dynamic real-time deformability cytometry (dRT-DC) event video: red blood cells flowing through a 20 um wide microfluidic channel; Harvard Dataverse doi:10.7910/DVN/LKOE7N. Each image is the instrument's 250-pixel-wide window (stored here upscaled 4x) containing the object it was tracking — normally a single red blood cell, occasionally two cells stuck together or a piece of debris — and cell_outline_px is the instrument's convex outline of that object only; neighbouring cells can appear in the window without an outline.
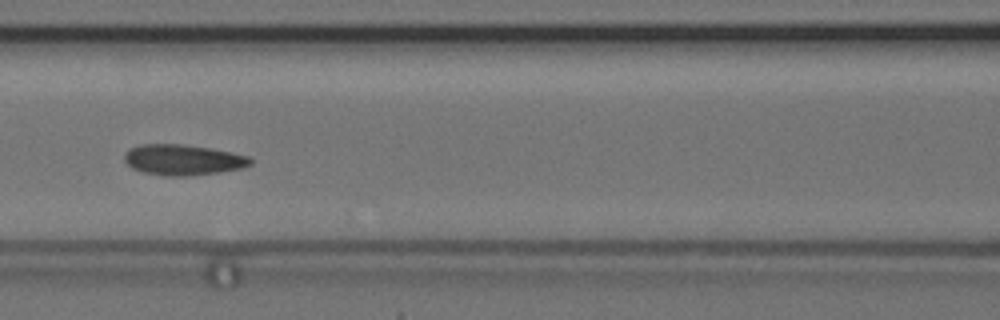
{"species": "common noctule bat (a hibernating species)", "species_latin": "Nyctalus noctula", "temperature_condition": "cold", "stored_images_in_passage": 56, "camera_frame_rate_fps": 3000, "um_per_image_px": 0.085, "animal": {"sex": "female", "body_mass_g": 24.6, "forearm_length_mm": 56.2}, "frame": {"image": 1, "passage_image": 25, "time_ms": 8.0, "image_size_px": [1000, 320], "cell_outline_px": [[252, 164], [244, 168], [188, 176], [164, 176], [144, 172], [132, 168], [124, 160], [124, 156], [128, 148], [140, 144], [180, 144], [208, 148], [248, 156], [252, 160]], "centroid_in_image_um": [15.52, 13.59], "position_along_channel_um": 151.1, "area_um2": 22.37}}
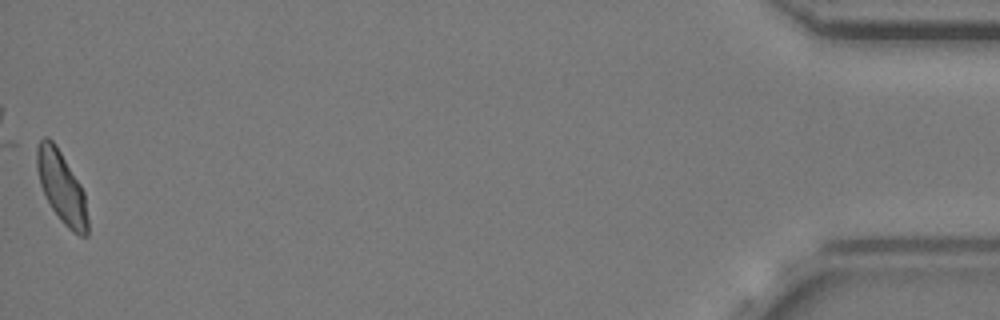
{"frame": {"image": 2, "passage_image": 56, "time_ms": 18.333, "image_size_px": [1000, 320], "cell_outline_px": [[88, 236], [80, 236], [72, 232], [60, 220], [52, 208], [40, 184], [36, 168], [36, 148], [40, 140], [44, 136], [48, 136], [56, 144], [80, 184], [84, 192], [88, 220]], "centroid_in_image_um": [5.23, 15.9], "position_along_channel_um": 430.0, "area_um2": 21.21}, "authors_computed_cell_mechanics": {"area_um2": 22.1085, "velocity_mm_per_s": 3.631, "shape_relaxation_time_tau1_ms": 4.234, "shape_relaxation_time_tau2_ms": 3.4605, "deformation_change_tau1": 0.1019, "deformation_change_tau2": 0.1134}}